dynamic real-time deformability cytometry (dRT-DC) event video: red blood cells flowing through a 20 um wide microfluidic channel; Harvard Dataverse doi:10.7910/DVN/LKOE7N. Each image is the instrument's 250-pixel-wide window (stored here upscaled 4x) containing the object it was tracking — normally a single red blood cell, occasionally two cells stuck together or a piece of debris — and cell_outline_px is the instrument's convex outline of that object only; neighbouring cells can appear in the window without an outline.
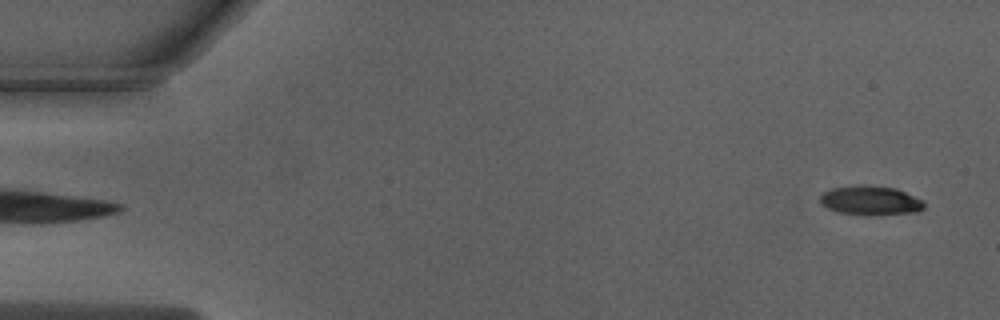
{"species": "Egyptian fruit bat (a non-hibernating species)", "species_latin": "Rousettus aegyptiacus", "temperature_condition": "warm", "stored_images_in_passage": 51, "camera_frame_rate_fps": 3000, "um_per_image_px": 0.085, "animal": {"sex": "male"}, "frame": {"image": 1, "passage_image": 2, "time_ms": 0.333, "image_size_px": [1000, 320], "cell_outline_px": [[924, 208], [916, 212], [868, 216], [840, 212], [828, 208], [820, 204], [820, 196], [824, 192], [832, 188], [860, 184], [864, 184], [896, 188], [924, 200]], "centroid_in_image_um": [74.0, 17.04], "position_along_channel_um": 11.0, "area_um2": 17.98}}
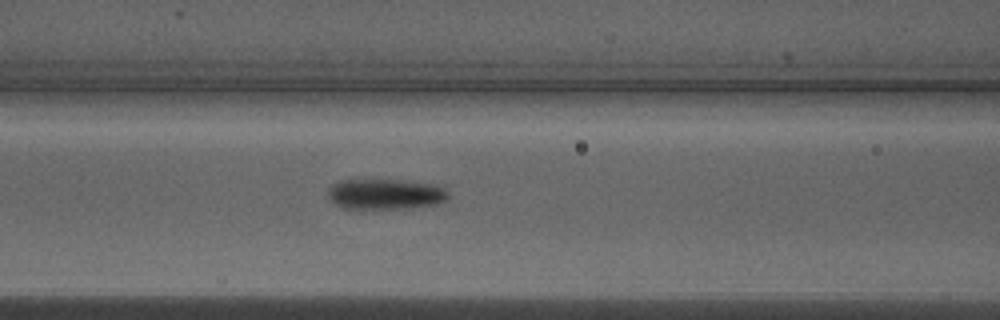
{"frame": {"image": 2, "passage_image": 21, "time_ms": 6.667, "image_size_px": [1000, 320], "cell_outline_px": [[448, 196], [444, 200], [436, 204], [404, 208], [344, 208], [336, 204], [328, 196], [328, 188], [332, 184], [340, 180], [396, 180], [428, 184], [444, 188], [448, 192]], "centroid_in_image_um": [32.7, 16.49], "position_along_channel_um": 133.9, "area_um2": 20.87}}
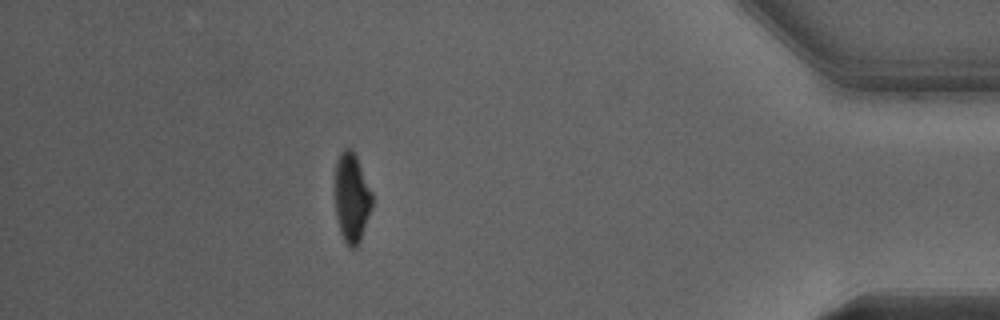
{"frame": {"image": 3, "passage_image": 45, "time_ms": 14.667, "image_size_px": [1000, 320], "cell_outline_px": [[372, 208], [360, 240], [356, 248], [348, 248], [340, 232], [336, 220], [336, 160], [340, 152], [344, 148], [352, 148], [356, 156], [372, 192]], "centroid_in_image_um": [29.9, 16.82], "position_along_channel_um": 405.3, "area_um2": 19.31}, "authors_computed_cell_mechanics": {"area_um2": 20.1144, "velocity_mm_per_s": 4.0199, "shape_relaxation_time_tau1_ms": 2.3676, "shape_relaxation_time_tau2_ms": 1.876, "deformation_change_tau1": 0.1651, "deformation_change_tau2": 0.0853}}